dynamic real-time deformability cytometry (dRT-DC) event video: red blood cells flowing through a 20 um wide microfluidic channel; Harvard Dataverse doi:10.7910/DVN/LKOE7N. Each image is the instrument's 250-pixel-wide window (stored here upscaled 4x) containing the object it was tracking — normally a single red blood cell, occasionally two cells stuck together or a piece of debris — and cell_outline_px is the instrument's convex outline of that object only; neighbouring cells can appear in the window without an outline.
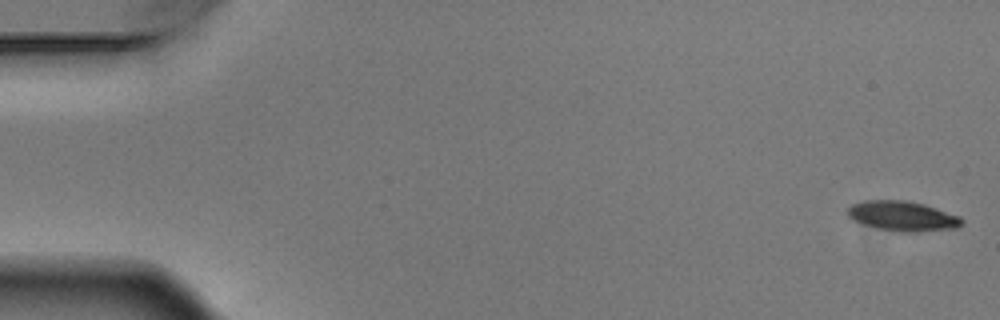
{"species": "Egyptian fruit bat (a non-hibernating species)", "species_latin": "Rousettus aegyptiacus", "temperature_condition": "warm", "stored_images_in_passage": 6, "camera_frame_rate_fps": 3000, "um_per_image_px": 0.085, "animal": {"sex": "male"}, "frame": {"image": 1, "passage_image": 1, "time_ms": 0.0, "image_size_px": [1000, 320], "cell_outline_px": [[964, 224], [956, 228], [916, 232], [896, 232], [860, 224], [852, 220], [848, 216], [848, 208], [852, 204], [864, 200], [904, 200], [924, 204], [960, 216], [964, 220]], "centroid_in_image_um": [76.71, 18.37], "position_along_channel_um": 8.3, "area_um2": 20.11}}
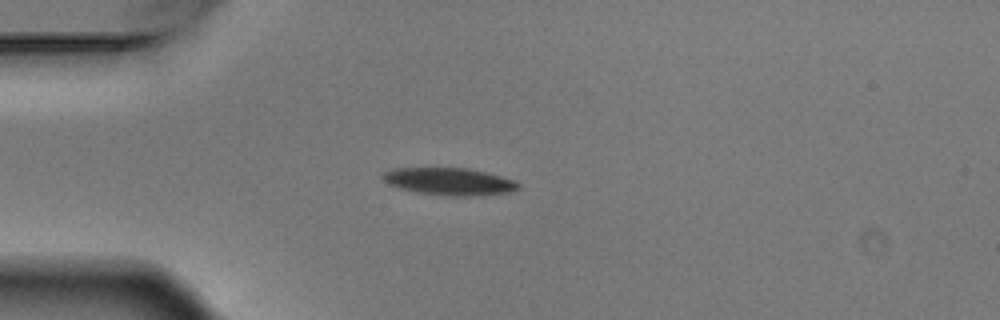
{"frame": {"image": 2, "passage_image": 5, "time_ms": 1.333, "image_size_px": [1000, 320], "cell_outline_px": [[520, 188], [508, 192], [468, 196], [444, 196], [416, 192], [400, 188], [388, 184], [380, 176], [384, 172], [392, 168], [468, 168], [500, 176], [512, 180], [520, 184]], "centroid_in_image_um": [38.13, 15.42], "position_along_channel_um": 46.9, "area_um2": 21.44}}
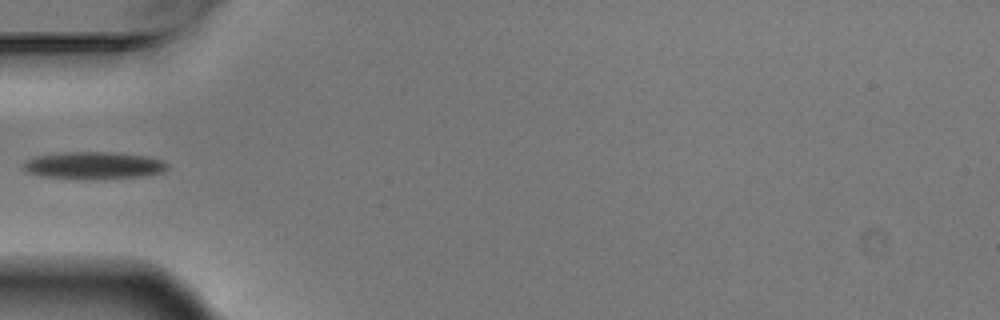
{"frame": {"image": 3, "passage_image": 6, "time_ms": 1.667, "image_size_px": [1000, 320], "cell_outline_px": [[168, 168], [164, 172], [144, 176], [92, 180], [84, 180], [40, 176], [28, 172], [24, 168], [24, 160], [36, 156], [68, 152], [112, 152], [144, 156], [164, 160], [168, 164]], "centroid_in_image_um": [7.99, 14.08], "position_along_channel_um": 77.0, "area_um2": 23.18}}